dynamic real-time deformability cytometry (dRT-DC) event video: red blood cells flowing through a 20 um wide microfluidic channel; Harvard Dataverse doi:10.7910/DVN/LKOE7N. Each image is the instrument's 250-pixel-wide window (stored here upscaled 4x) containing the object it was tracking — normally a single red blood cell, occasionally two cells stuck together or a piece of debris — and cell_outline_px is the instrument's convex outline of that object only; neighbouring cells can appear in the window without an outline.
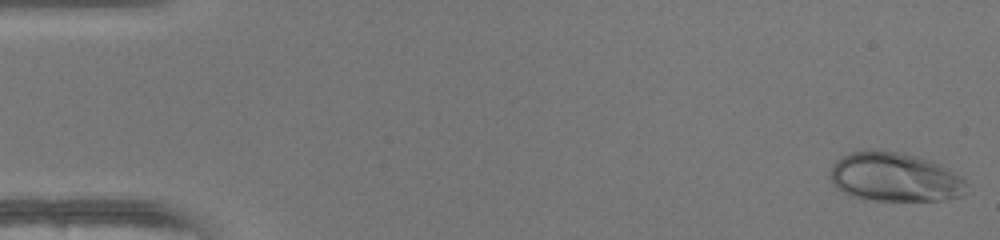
{"species": "human", "species_latin": "Homo sapiens", "temperature_condition": "warm", "stored_images_in_passage": 48, "camera_frame_rate_fps": 3000, "um_per_image_px": 0.085, "donor": {"sex": "female"}, "frame": {"image": 1, "passage_image": 1, "time_ms": 0.0, "image_size_px": [1000, 240], "cell_outline_px": [[964, 180], [960, 196], [940, 200], [864, 200], [852, 196], [844, 192], [832, 180], [832, 168], [836, 160], [840, 156], [852, 152], [872, 148], [896, 152], [916, 156], [932, 160], [960, 176]], "centroid_in_image_um": [76.01, 15.03], "position_along_channel_um": 9.0, "area_um2": 38.38}}
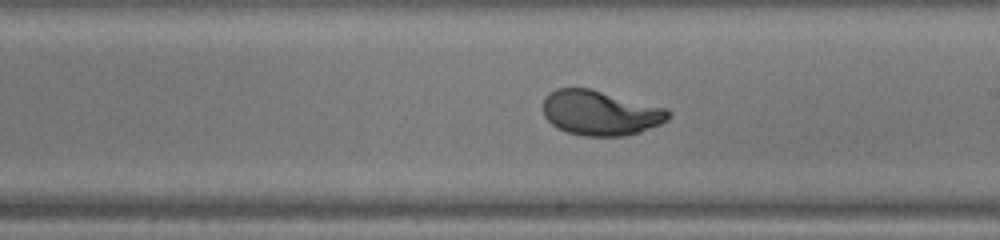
{"frame": {"image": 2, "passage_image": 28, "time_ms": 9.0, "image_size_px": [1000, 240], "cell_outline_px": [[672, 116], [668, 120], [660, 124], [640, 132], [624, 136], [584, 136], [568, 132], [556, 128], [544, 116], [544, 96], [548, 92], [556, 88], [588, 88], [668, 108], [672, 112]], "centroid_in_image_um": [51.05, 9.59], "position_along_channel_um": 238.0, "area_um2": 33.0}}
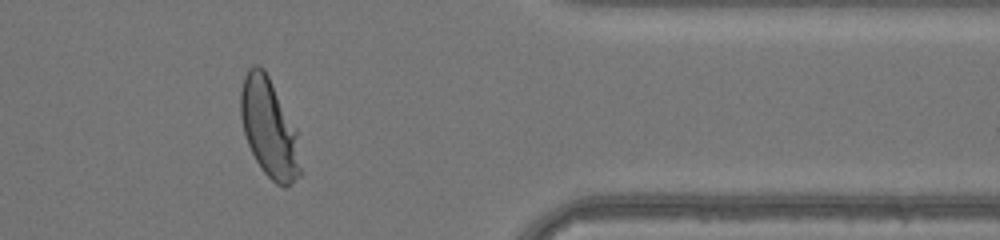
{"frame": {"image": 3, "passage_image": 40, "time_ms": 13.0, "image_size_px": [1000, 240], "cell_outline_px": [[304, 172], [300, 176], [284, 188], [276, 184], [264, 172], [256, 160], [248, 144], [244, 132], [240, 116], [240, 92], [244, 76], [248, 68], [252, 64], [256, 64], [264, 68], [296, 128]], "centroid_in_image_um": [22.9, 10.91], "position_along_channel_um": 388.5, "area_um2": 34.8}, "authors_computed_cell_mechanics": {"area_um2": 33.6396, "velocity_mm_per_s": 4.2526, "shape_relaxation_time_tau1_ms": 2.8489, "shape_relaxation_time_tau2_ms": null, "deformation_change_tau1": 0.1858, "deformation_change_tau2": null}}